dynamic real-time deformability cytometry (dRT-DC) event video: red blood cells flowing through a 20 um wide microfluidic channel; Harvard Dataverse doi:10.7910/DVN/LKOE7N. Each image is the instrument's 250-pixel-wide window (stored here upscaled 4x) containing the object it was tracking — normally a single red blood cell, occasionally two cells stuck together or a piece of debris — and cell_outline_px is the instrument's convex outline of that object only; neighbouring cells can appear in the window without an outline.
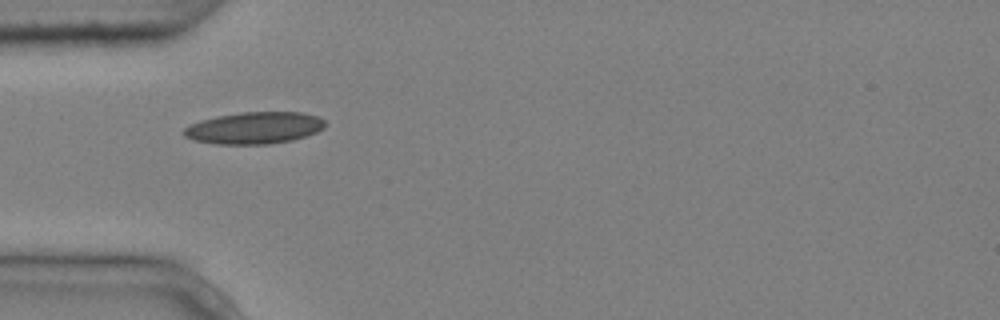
{"species": "common noctule bat (a hibernating species)", "species_latin": "Nyctalus noctula", "temperature_condition": "cold", "stored_images_in_passage": 2, "camera_frame_rate_fps": 3000, "um_per_image_px": 0.085, "animal": {"sex": "male", "body_mass_g": 20.4}, "frame": {"image": 1, "passage_image": 1, "time_ms": 0.0, "image_size_px": [1000, 320], "cell_outline_px": [[328, 124], [324, 128], [316, 132], [292, 140], [268, 144], [216, 144], [192, 140], [184, 136], [180, 132], [184, 128], [200, 120], [216, 116], [240, 112], [304, 112], [320, 116]], "centroid_in_image_um": [21.62, 10.86], "position_along_channel_um": 63.4, "area_um2": 26.53}}
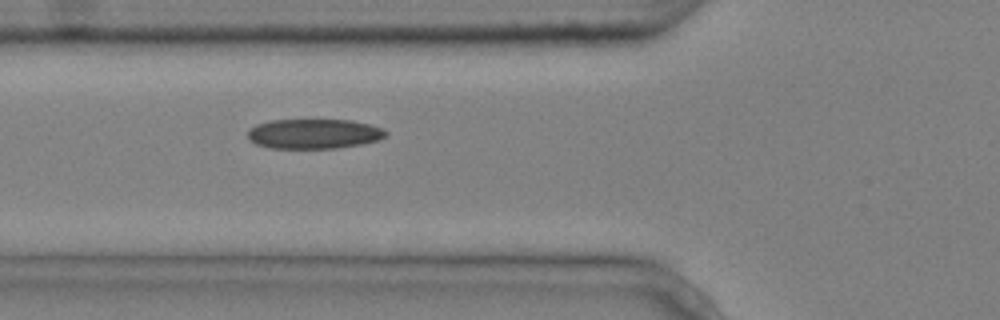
{"frame": {"image": 2, "passage_image": 2, "time_ms": 0.333, "image_size_px": [1000, 320], "cell_outline_px": [[388, 132], [384, 136], [376, 140], [360, 144], [336, 148], [268, 148], [256, 144], [248, 136], [248, 132], [256, 124], [268, 120], [352, 120], [368, 124], [380, 128]], "centroid_in_image_um": [26.65, 11.37], "position_along_channel_um": 99.2, "area_um2": 23.7}}